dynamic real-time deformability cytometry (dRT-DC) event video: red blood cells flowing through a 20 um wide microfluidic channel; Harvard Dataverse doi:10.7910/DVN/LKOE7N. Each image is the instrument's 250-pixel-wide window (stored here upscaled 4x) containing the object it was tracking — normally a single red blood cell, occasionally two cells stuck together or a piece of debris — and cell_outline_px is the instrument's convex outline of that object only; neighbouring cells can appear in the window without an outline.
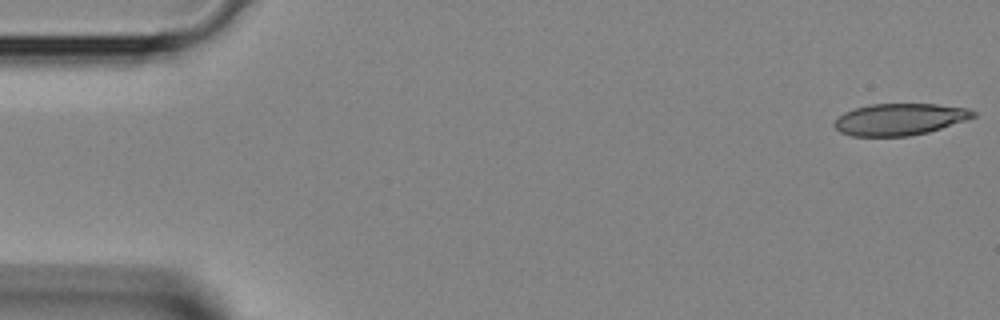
{"species": "Egyptian fruit bat (a non-hibernating species)", "species_latin": "Rousettus aegyptiacus", "temperature_condition": "room temperature", "stored_images_in_passage": 3, "segment_of_instrument_passage": [2, 2], "camera_frame_rate_fps": 3000, "um_per_image_px": 0.085, "animal": {"sex": "female"}, "frame": {"image": 1, "passage_image": 3, "time_ms": 0.667, "image_size_px": [1000, 320], "cell_outline_px": [[976, 116], [928, 132], [908, 136], [852, 136], [840, 132], [832, 124], [844, 112], [868, 104], [936, 104], [968, 108], [976, 112]], "centroid_in_image_um": [76.45, 10.14], "position_along_channel_um": 8.5, "area_um2": 25.49}}